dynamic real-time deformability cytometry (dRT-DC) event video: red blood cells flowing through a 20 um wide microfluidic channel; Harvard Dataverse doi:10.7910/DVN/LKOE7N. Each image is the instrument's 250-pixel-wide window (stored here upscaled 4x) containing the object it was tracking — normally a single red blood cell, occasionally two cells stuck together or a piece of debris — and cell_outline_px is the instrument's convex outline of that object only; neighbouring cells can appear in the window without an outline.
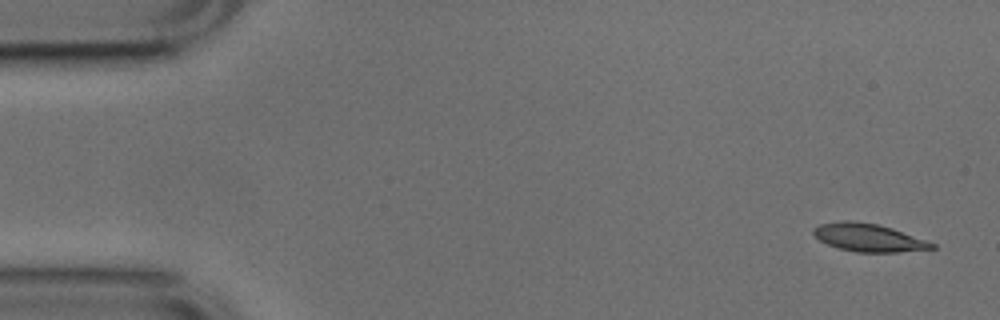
{"species": "common noctule bat (a hibernating species)", "species_latin": "Nyctalus noctula", "temperature_condition": "cold", "stored_images_in_passage": 5, "segment_of_instrument_passage": [1, 2], "camera_frame_rate_fps": 3000, "um_per_image_px": 0.085, "animal": {"sex": "male", "body_mass_g": 17.9, "forearm_length_mm": 54.2}, "frame": {"image": 1, "passage_image": 1, "time_ms": 0.0, "image_size_px": [1000, 320], "cell_outline_px": [[936, 248], [900, 252], [856, 252], [840, 248], [828, 244], [820, 240], [812, 232], [812, 228], [820, 224], [844, 220], [852, 220], [876, 224], [892, 228], [928, 240], [936, 244]], "centroid_in_image_um": [73.85, 20.19], "position_along_channel_um": 11.1, "area_um2": 19.25}}